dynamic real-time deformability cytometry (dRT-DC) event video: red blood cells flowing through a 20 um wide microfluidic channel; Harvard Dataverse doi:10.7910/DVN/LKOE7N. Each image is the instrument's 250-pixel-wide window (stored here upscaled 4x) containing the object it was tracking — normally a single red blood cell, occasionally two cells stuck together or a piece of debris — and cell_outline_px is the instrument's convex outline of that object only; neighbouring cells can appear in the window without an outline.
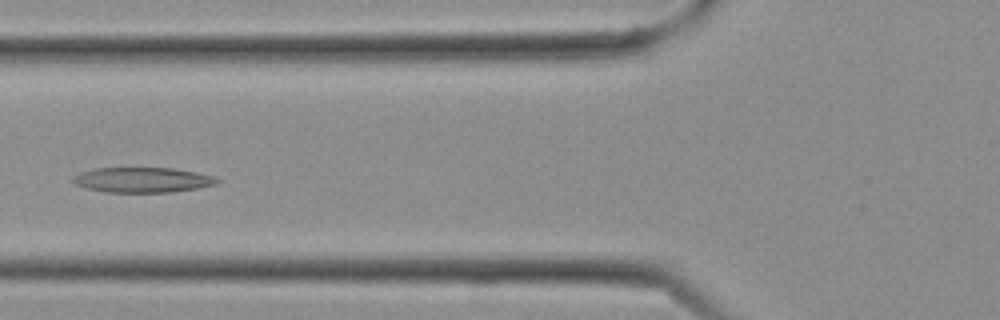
{"species": "Egyptian fruit bat (a non-hibernating species)", "species_latin": "Rousettus aegyptiacus", "temperature_condition": "cold", "stored_images_in_passage": 11, "camera_frame_rate_fps": 3000, "um_per_image_px": 0.085, "frame": {"image": 1, "passage_image": 10, "time_ms": 3.0, "image_size_px": [1000, 320], "cell_outline_px": [[220, 180], [216, 184], [196, 188], [168, 192], [104, 192], [88, 188], [76, 184], [72, 180], [72, 176], [80, 172], [96, 168], [172, 168], [196, 172], [216, 176]], "centroid_in_image_um": [12.11, 15.28], "position_along_channel_um": 113.7, "area_um2": 20.98}}